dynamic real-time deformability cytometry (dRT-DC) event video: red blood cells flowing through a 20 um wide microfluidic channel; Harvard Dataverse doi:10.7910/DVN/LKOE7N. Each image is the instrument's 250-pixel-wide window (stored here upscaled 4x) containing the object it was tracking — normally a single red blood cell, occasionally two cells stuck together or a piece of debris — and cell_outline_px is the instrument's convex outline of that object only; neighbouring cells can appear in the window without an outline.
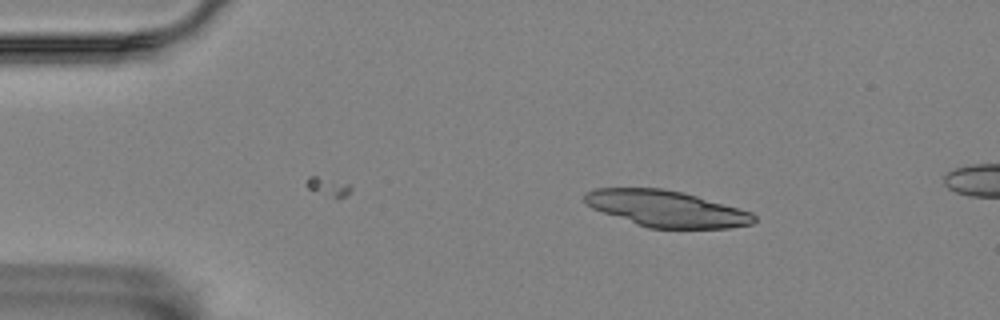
{"species": "Egyptian fruit bat (a non-hibernating species)", "species_latin": "Rousettus aegyptiacus", "temperature_condition": "room temperature", "stored_images_in_passage": 7, "camera_frame_rate_fps": 3000, "um_per_image_px": 0.085, "animal": {"sex": "female"}, "frame": {"image": 1, "passage_image": 1, "time_ms": 0.0, "image_size_px": [1000, 320], "cell_outline_px": [[756, 220], [752, 224], [728, 228], [648, 228], [636, 224], [592, 208], [584, 200], [584, 196], [588, 192], [596, 188], [660, 188], [680, 192], [696, 196], [752, 212], [756, 216]], "centroid_in_image_um": [56.66, 17.75], "position_along_channel_um": 28.3, "area_um2": 35.32}}